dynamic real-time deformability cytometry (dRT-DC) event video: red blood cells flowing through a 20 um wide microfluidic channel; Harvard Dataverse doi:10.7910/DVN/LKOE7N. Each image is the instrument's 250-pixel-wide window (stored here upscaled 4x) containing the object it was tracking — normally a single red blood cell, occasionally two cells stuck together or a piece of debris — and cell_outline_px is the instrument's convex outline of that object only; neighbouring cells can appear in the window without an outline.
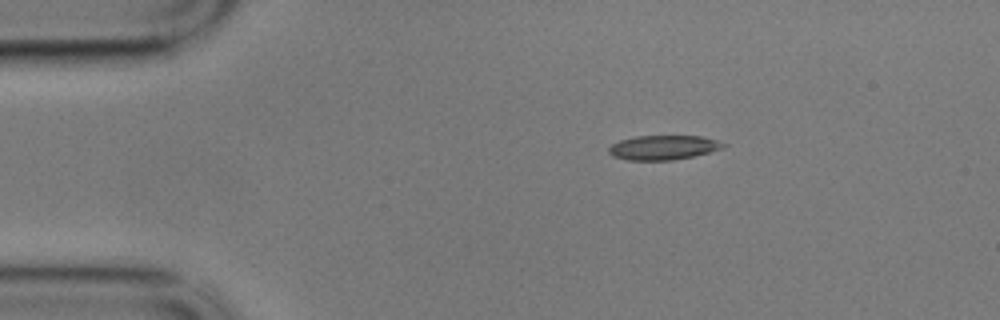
{"species": "common noctule bat (a hibernating species)", "species_latin": "Nyctalus noctula", "temperature_condition": "cold", "stored_images_in_passage": 49, "camera_frame_rate_fps": 3000, "um_per_image_px": 0.085, "animal": {"sex": "male", "body_mass_g": 17.9}, "frame": {"image": 1, "passage_image": 1, "time_ms": 0.0, "image_size_px": [1000, 320], "cell_outline_px": [[728, 144], [724, 148], [692, 156], [672, 160], [628, 160], [612, 156], [608, 152], [608, 148], [612, 144], [620, 140], [636, 136], [700, 136], [716, 140]], "centroid_in_image_um": [56.37, 12.53], "position_along_channel_um": 28.6, "area_um2": 16.24}}
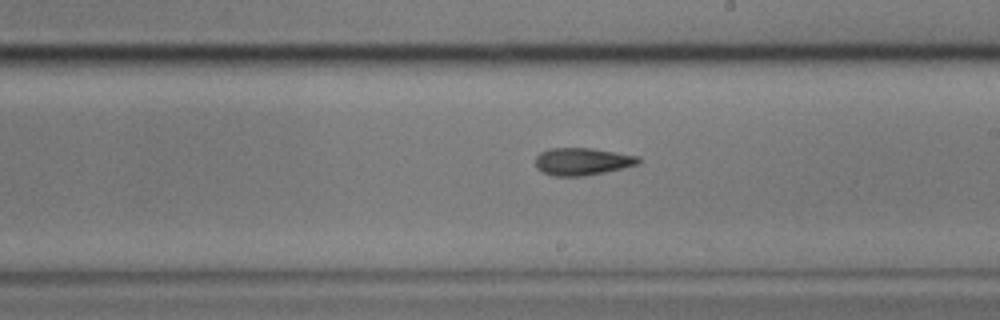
{"frame": {"image": 2, "passage_image": 24, "time_ms": 7.667, "image_size_px": [1000, 320], "cell_outline_px": [[640, 160], [636, 164], [604, 172], [584, 176], [556, 176], [540, 172], [536, 168], [536, 156], [540, 152], [548, 148], [592, 148], [640, 156]], "centroid_in_image_um": [49.44, 13.72], "position_along_channel_um": 239.6, "area_um2": 16.42}}
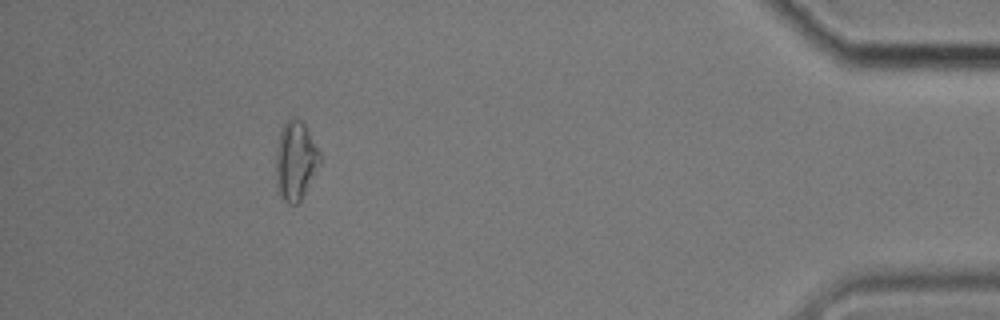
{"frame": {"image": 3, "passage_image": 44, "time_ms": 14.333, "image_size_px": [1000, 320], "cell_outline_px": [[320, 160], [300, 204], [288, 204], [276, 192], [276, 152], [280, 132], [284, 124], [292, 116], [296, 116], [304, 124], [320, 152]], "centroid_in_image_um": [25.09, 13.69], "position_along_channel_um": 410.1, "area_um2": 20.17}, "authors_computed_cell_mechanics": {"area_um2": 16.762, "velocity_mm_per_s": 3.417, "shape_relaxation_time_tau1_ms": 6.7148, "shape_relaxation_time_tau2_ms": 10.9471, "deformation_change_tau1": 0.1744, "deformation_change_tau2": 0.1545}}